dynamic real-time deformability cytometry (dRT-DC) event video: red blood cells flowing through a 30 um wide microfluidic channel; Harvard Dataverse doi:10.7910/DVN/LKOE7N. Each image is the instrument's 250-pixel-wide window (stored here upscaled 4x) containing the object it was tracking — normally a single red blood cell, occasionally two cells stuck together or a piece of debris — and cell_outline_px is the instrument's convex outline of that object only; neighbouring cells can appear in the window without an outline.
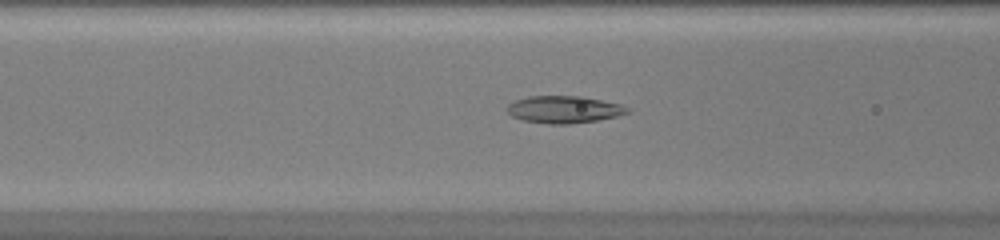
{"species": "common noctule bat (a hibernating species)", "species_latin": "Nyctalus noctula", "temperature_condition": "warm", "stored_images_in_passage": 49, "camera_frame_rate_fps": 3000, "um_per_image_px": 0.085, "animal": {"sex": "female", "body_mass_g": 20.0, "forearm_length_mm": 54.0}, "frame": {"image": 1, "passage_image": 19, "time_ms": 6.0, "image_size_px": [1000, 240], "cell_outline_px": [[632, 112], [616, 116], [596, 120], [568, 124], [548, 124], [524, 120], [512, 116], [504, 108], [508, 104], [516, 100], [528, 96], [584, 96], [620, 104], [632, 108]], "centroid_in_image_um": [47.96, 9.3], "position_along_channel_um": 118.6, "area_um2": 19.19}}
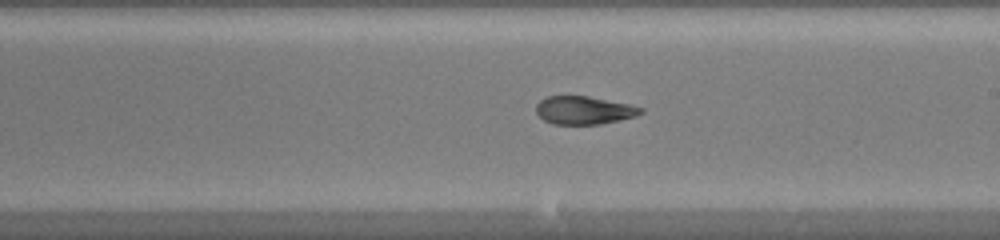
{"frame": {"image": 2, "passage_image": 28, "time_ms": 9.0, "image_size_px": [1000, 240], "cell_outline_px": [[644, 112], [636, 116], [620, 120], [600, 124], [552, 124], [544, 120], [536, 112], [536, 104], [540, 100], [548, 96], [588, 96], [628, 104], [644, 108]], "centroid_in_image_um": [49.64, 9.37], "position_along_channel_um": 239.4, "area_um2": 17.11}}
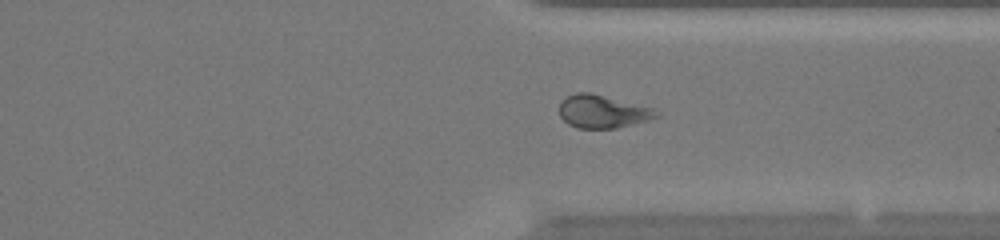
{"frame": {"image": 3, "passage_image": 37, "time_ms": 12.0, "image_size_px": [1000, 240], "cell_outline_px": [[660, 116], [648, 120], [616, 128], [576, 128], [568, 124], [560, 116], [560, 100], [576, 92], [592, 92], [652, 108], [660, 112]], "centroid_in_image_um": [51.21, 9.47], "position_along_channel_um": 360.2, "area_um2": 18.67}, "authors_computed_cell_mechanics": {"area_um2": 19.363, "velocity_mm_per_s": 4.0289, "shape_relaxation_time_tau1_ms": null, "shape_relaxation_time_tau2_ms": 2.5612, "deformation_change_tau1": null, "deformation_change_tau2": 0.0928}}